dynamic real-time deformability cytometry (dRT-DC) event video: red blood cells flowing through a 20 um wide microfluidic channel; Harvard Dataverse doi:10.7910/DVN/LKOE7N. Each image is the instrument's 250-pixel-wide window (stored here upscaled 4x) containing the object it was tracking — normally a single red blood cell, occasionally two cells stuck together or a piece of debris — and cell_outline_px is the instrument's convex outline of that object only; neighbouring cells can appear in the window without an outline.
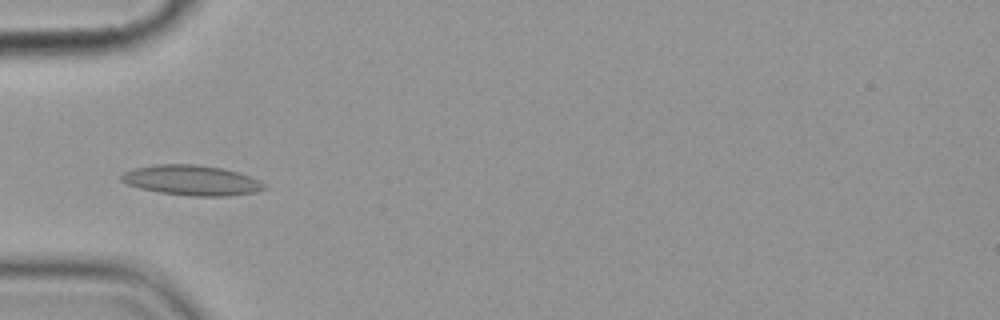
{"species": "common noctule bat (a hibernating species)", "species_latin": "Nyctalus noctula", "temperature_condition": "cold", "stored_images_in_passage": 10, "camera_frame_rate_fps": 3000, "um_per_image_px": 0.085, "animal": {"sex": "female", "body_mass_g": 19.9}, "frame": {"image": 1, "passage_image": 5, "time_ms": 4.667, "image_size_px": [1000, 320], "cell_outline_px": [[268, 188], [256, 192], [228, 196], [192, 196], [160, 192], [140, 188], [128, 184], [120, 180], [120, 176], [124, 172], [136, 168], [156, 164], [196, 164], [224, 168], [240, 172], [260, 180]], "centroid_in_image_um": [16.34, 15.32], "position_along_channel_um": 68.7, "area_um2": 25.2}}
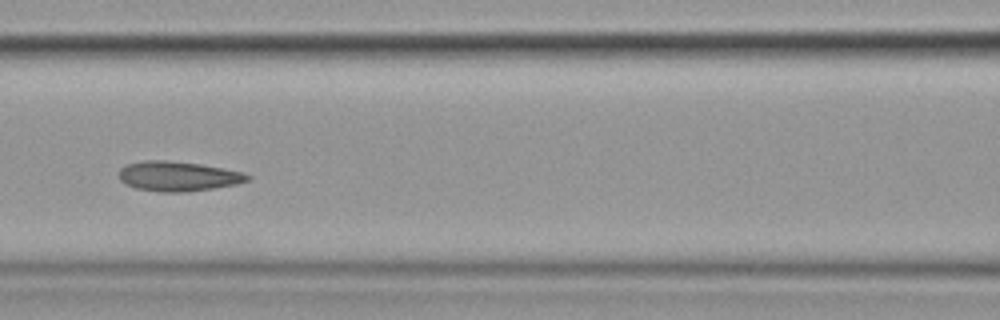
{"frame": {"image": 2, "passage_image": 7, "time_ms": 7.0, "image_size_px": [1000, 320], "cell_outline_px": [[252, 176], [248, 180], [236, 184], [212, 188], [184, 192], [160, 192], [136, 188], [124, 184], [120, 180], [120, 168], [128, 164], [144, 160], [168, 160], [200, 164], [244, 172]], "centroid_in_image_um": [15.13, 14.98], "position_along_channel_um": 151.5, "area_um2": 22.25}}
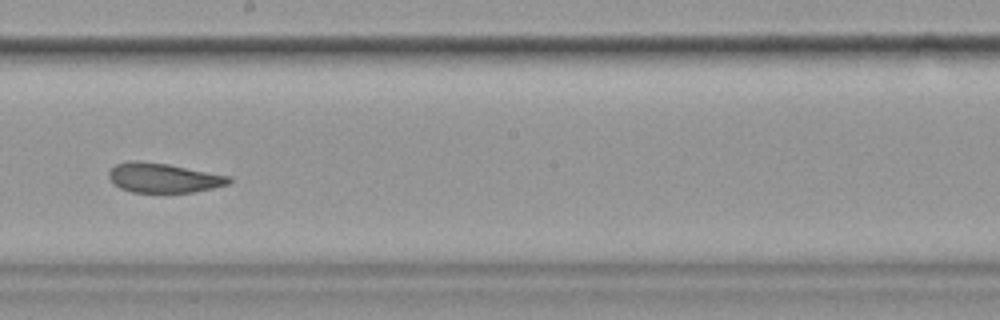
{"frame": {"image": 3, "passage_image": 9, "time_ms": 9.333, "image_size_px": [1000, 320], "cell_outline_px": [[232, 180], [228, 184], [212, 188], [192, 192], [132, 192], [120, 188], [108, 176], [108, 172], [116, 164], [128, 160], [140, 160], [168, 164], [232, 176]], "centroid_in_image_um": [13.9, 15.1], "position_along_channel_um": 234.3, "area_um2": 20.69}}